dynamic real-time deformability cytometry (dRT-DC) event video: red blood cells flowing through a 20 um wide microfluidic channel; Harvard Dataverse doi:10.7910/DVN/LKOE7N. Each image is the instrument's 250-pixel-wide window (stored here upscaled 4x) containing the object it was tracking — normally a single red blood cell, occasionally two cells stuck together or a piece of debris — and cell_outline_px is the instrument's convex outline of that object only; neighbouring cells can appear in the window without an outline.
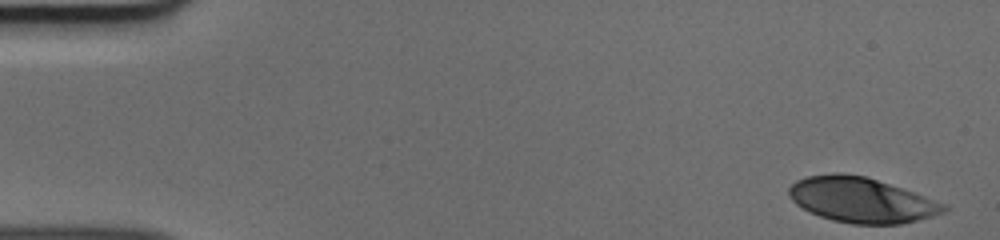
{"species": "human", "species_latin": "Homo sapiens", "temperature_condition": "cold", "stored_images_in_passage": 43, "camera_frame_rate_fps": 3000, "um_per_image_px": 0.085, "donor": {"sex": "male"}, "frame": {"image": 1, "passage_image": 1, "time_ms": 0.0, "image_size_px": [1000, 240], "cell_outline_px": [[948, 208], [944, 212], [932, 216], [900, 224], [852, 224], [832, 220], [820, 216], [796, 204], [788, 196], [788, 188], [796, 180], [808, 176], [832, 172], [836, 172], [864, 176], [924, 196], [944, 204]], "centroid_in_image_um": [73.16, 17.0], "position_along_channel_um": 11.8, "area_um2": 40.23}}
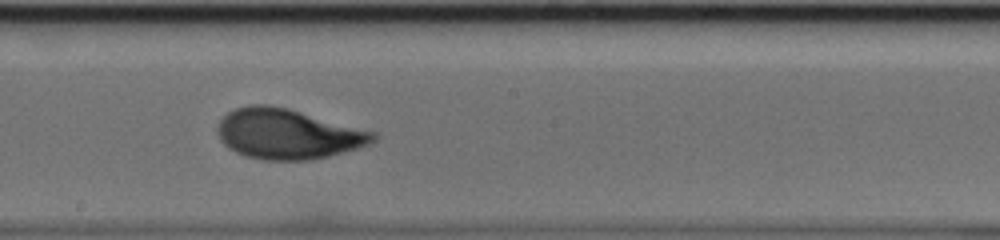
{"frame": {"image": 2, "passage_image": 27, "time_ms": 8.667, "image_size_px": [1000, 240], "cell_outline_px": [[376, 140], [368, 144], [356, 148], [328, 156], [312, 160], [264, 160], [244, 156], [228, 148], [220, 140], [220, 120], [228, 112], [236, 108], [248, 104], [268, 104], [288, 108], [376, 132]], "centroid_in_image_um": [24.46, 11.38], "position_along_channel_um": 223.7, "area_um2": 45.2}}
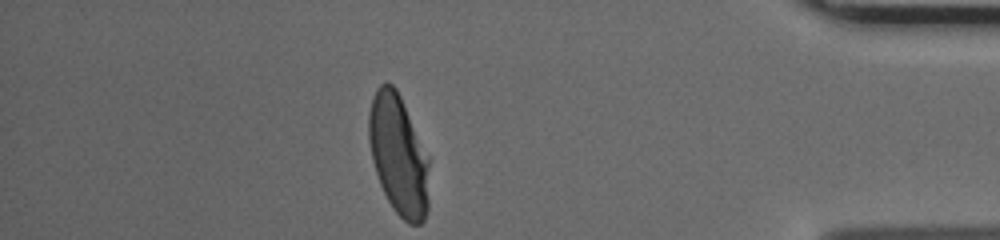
{"frame": {"image": 3, "passage_image": 43, "time_ms": 14.0, "image_size_px": [1000, 240], "cell_outline_px": [[428, 208], [424, 220], [420, 224], [408, 224], [392, 208], [380, 184], [372, 160], [368, 140], [368, 112], [372, 96], [376, 88], [380, 84], [392, 84], [396, 88], [400, 96], [428, 156]], "centroid_in_image_um": [33.85, 13.17], "position_along_channel_um": 401.4, "area_um2": 42.19}}